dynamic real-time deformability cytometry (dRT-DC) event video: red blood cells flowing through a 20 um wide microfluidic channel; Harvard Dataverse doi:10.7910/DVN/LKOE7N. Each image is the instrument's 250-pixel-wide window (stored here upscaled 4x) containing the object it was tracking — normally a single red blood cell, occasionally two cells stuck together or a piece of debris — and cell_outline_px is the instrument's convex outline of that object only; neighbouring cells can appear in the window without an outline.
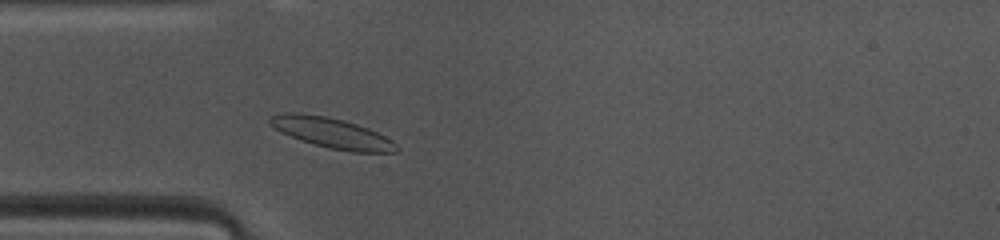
{"species": "common noctule bat (a hibernating species)", "species_latin": "Nyctalus noctula", "temperature_condition": "warm", "stored_images_in_passage": 47, "camera_frame_rate_fps": 3000, "um_per_image_px": 0.085, "animal": {"sex": "female", "body_mass_g": 10.0, "forearm_length_mm": 53.1}, "frame": {"image": 1, "passage_image": 12, "time_ms": 3.667, "image_size_px": [1000, 240], "cell_outline_px": [[400, 148], [396, 152], [352, 152], [328, 148], [300, 140], [280, 132], [268, 124], [268, 116], [284, 112], [296, 112], [324, 116], [344, 120], [368, 128], [392, 140]], "centroid_in_image_um": [28.16, 11.29], "position_along_channel_um": 56.8, "area_um2": 22.48}}
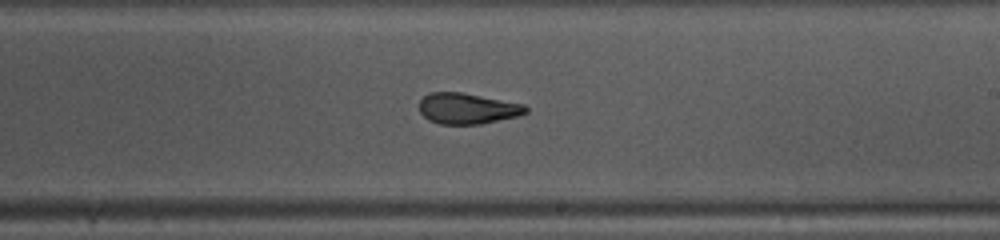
{"frame": {"image": 2, "passage_image": 26, "time_ms": 8.333, "image_size_px": [1000, 240], "cell_outline_px": [[528, 112], [520, 116], [480, 124], [440, 124], [428, 120], [420, 112], [420, 100], [428, 92], [460, 92], [524, 104], [528, 108]], "centroid_in_image_um": [39.74, 9.23], "position_along_channel_um": 249.3, "area_um2": 19.19}}
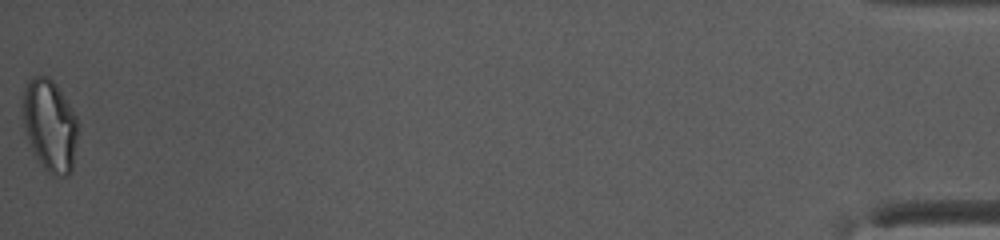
{"frame": {"image": 3, "passage_image": 47, "time_ms": 15.333, "image_size_px": [1000, 240], "cell_outline_px": [[76, 140], [72, 172], [68, 176], [52, 176], [44, 168], [32, 152], [24, 124], [24, 88], [28, 80], [32, 76], [48, 76], [56, 84], [72, 108], [76, 116]], "centroid_in_image_um": [4.24, 10.68], "position_along_channel_um": 431.0, "area_um2": 29.25}, "authors_computed_cell_mechanics": {"area_um2": 20.9814, "velocity_mm_per_s": 4.1298, "shape_relaxation_time_tau1_ms": 6.4462, "shape_relaxation_time_tau2_ms": 2.2124, "deformation_change_tau1": 0.1798, "deformation_change_tau2": 0.1007}}